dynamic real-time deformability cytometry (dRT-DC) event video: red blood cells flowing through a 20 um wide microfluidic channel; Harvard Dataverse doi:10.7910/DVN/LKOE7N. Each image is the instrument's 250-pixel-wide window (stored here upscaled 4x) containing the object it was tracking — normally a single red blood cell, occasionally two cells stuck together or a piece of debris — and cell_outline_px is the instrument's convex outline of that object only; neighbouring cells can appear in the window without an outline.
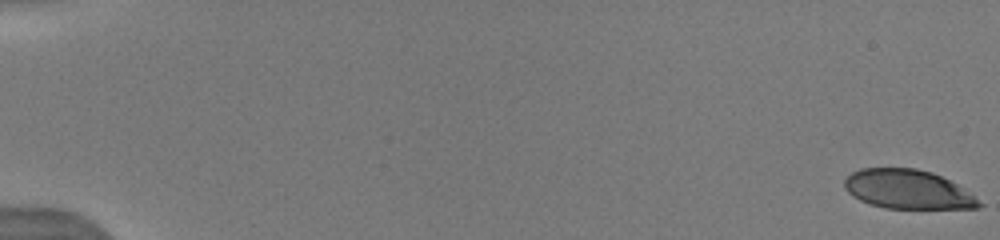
{"species": "human", "species_latin": "Homo sapiens", "temperature_condition": "warm", "stored_images_in_passage": 33, "camera_frame_rate_fps": 3000, "um_per_image_px": 0.085, "donor": {"sex": "male"}, "frame": {"image": 1, "passage_image": 1, "time_ms": 0.0, "image_size_px": [1000, 240], "cell_outline_px": [[984, 204], [980, 208], [884, 208], [868, 204], [852, 196], [844, 188], [844, 180], [852, 172], [860, 168], [916, 168], [932, 172], [964, 188]], "centroid_in_image_um": [77.14, 16.1], "position_along_channel_um": 7.9, "area_um2": 30.69}}
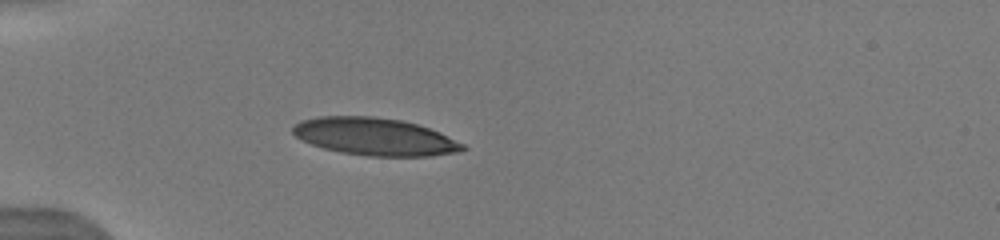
{"frame": {"image": 2, "passage_image": 9, "time_ms": 5.333, "image_size_px": [1000, 240], "cell_outline_px": [[468, 148], [460, 152], [428, 156], [368, 156], [340, 152], [324, 148], [300, 140], [292, 132], [292, 124], [300, 120], [320, 116], [372, 116], [400, 120], [416, 124], [440, 132], [464, 144]], "centroid_in_image_um": [31.84, 11.61], "position_along_channel_um": 53.2, "area_um2": 37.22}, "authors_computed_cell_mechanics": {"area_um2": 36.5296, "velocity_mm_per_s": 4.0712, "shape_relaxation_time_tau1_ms": 6.0841, "shape_relaxation_time_tau2_ms": 0.8049, "deformation_change_tau1": 0.2243, "deformation_change_tau2": 0.0755}}